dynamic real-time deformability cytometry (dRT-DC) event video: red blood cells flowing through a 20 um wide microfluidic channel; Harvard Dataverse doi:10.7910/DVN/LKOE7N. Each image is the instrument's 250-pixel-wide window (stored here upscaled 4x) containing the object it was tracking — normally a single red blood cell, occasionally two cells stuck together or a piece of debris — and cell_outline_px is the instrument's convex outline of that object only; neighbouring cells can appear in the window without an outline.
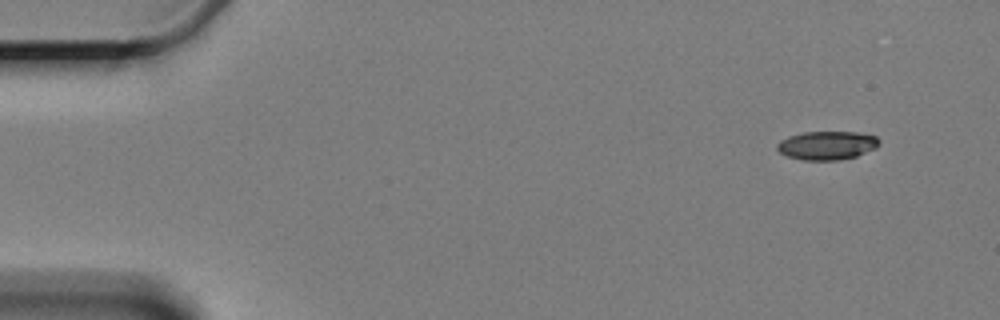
{"species": "Egyptian fruit bat (a non-hibernating species)", "species_latin": "Rousettus aegyptiacus", "temperature_condition": "cold", "stored_images_in_passage": 3, "camera_frame_rate_fps": 3000, "um_per_image_px": 0.085, "animal": {"sex": "female"}, "frame": {"image": 1, "passage_image": 1, "time_ms": 0.0, "image_size_px": [1000, 320], "cell_outline_px": [[880, 144], [876, 148], [856, 156], [840, 160], [804, 160], [788, 156], [780, 152], [776, 148], [776, 144], [780, 140], [788, 136], [804, 132], [856, 132], [876, 136], [880, 140]], "centroid_in_image_um": [70.3, 12.35], "position_along_channel_um": 14.7, "area_um2": 17.05}}